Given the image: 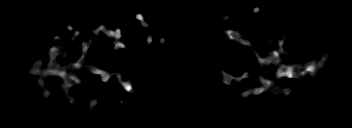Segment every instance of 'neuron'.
<instances>
[{"mask_svg": "<svg viewBox=\"0 0 352 128\" xmlns=\"http://www.w3.org/2000/svg\"><path fill=\"white\" fill-rule=\"evenodd\" d=\"M259 12V8L255 7L253 9V13H258ZM81 19H84L86 17V15L84 13H81L80 15ZM231 17L230 14H227L225 16V20H228ZM136 18L139 19L142 22V27H148V23L146 21H144L142 15L140 13H138L136 15ZM101 30L103 32H105L106 34H108V36H113L115 37L117 40L115 41V48L117 49L119 47L124 48V44H122L120 41H118L119 38H122V35H120V30L117 29L116 31L113 30H107L104 25H101ZM226 34H228V40H239L242 44L250 46L251 47V43L248 42L244 37H242L240 34L236 33L233 29L229 30V31H225ZM78 32L76 31L73 35V39H75L78 36ZM152 38L148 37L147 42L151 43L152 42ZM271 40L268 39L266 42V46L267 48L270 46ZM283 44V41L280 39L278 41V46H281ZM89 48V43L83 42L82 43V57L81 59H79L77 62L72 63L68 66H64V68H59L60 64L59 61L61 60V58H65L67 56V52L64 46H62V44H57L56 47L51 50L49 52L50 58L47 64V67L45 69H43L41 66L44 64L43 60L39 59L36 60L33 64V67L31 69V73L32 74H40L41 78L39 80V86L43 89V97L44 98H49L51 96V93L47 90L46 85H45V77L48 75H57L60 76L65 83L61 86L62 90L65 93L66 96V100L70 103L74 102V98L68 93V89L71 87V85L73 84H80V81L77 80L76 78L78 77V73H75L74 71H78L82 66H83V62H84V58L86 56V52L87 49ZM328 52H326L323 57L321 59H317L314 60L308 64H301V63H296L293 65H284L283 63H281V59L287 58L285 57V50L282 49V47L278 48V50L276 51H272L269 52V55L267 57V59L263 60V59H258L259 63L263 66L268 65L270 63L278 65V67L283 68V71H280L276 77L281 78L284 76H288L289 78L292 77H297L299 79H301V81H305L304 78V74L306 72H309L311 75H315L316 71L318 70V68L320 66H324L326 63V59L328 57ZM54 64V69L51 68V65ZM301 68H304V71H301ZM297 69H300V71H297ZM95 74H100L102 75V81L106 82L109 78H110V74L108 72H104L102 70H98V69H93L92 70ZM249 78V74L248 72H245V74L241 77V78H232L231 75L227 74L226 72L222 73V82L223 83H230V80L233 79L235 82H239L242 78ZM260 82L263 84L262 87H258L252 90H247L246 92H244L242 95L243 97L247 98L250 94H255V95H259L262 94L265 91H272L274 95H278L280 93H284L287 96L292 92V89L290 88H280L277 87L272 81H268L263 77L259 78ZM76 82V83H74ZM122 85L124 86V88L130 92L132 90L131 88V84L129 81L126 82H122ZM98 99H93L91 101L89 110L91 114V111L94 109L95 105L97 104Z\"/></svg>", "mask_w": 352, "mask_h": 128, "instance_id": "1", "label": "neuron"}]
</instances>
